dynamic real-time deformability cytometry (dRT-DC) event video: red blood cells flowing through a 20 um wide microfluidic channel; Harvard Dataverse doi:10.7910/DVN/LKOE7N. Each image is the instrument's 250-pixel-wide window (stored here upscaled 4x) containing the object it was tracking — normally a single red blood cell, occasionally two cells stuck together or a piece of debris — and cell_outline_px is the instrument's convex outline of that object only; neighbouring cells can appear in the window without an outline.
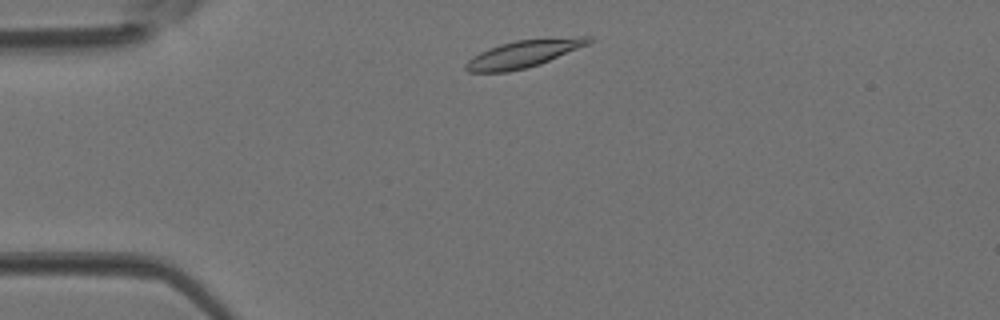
{"species": "Egyptian fruit bat (a non-hibernating species)", "species_latin": "Rousettus aegyptiacus", "temperature_condition": "room temperature", "stored_images_in_passage": 5, "camera_frame_rate_fps": 3000, "um_per_image_px": 0.085, "animal": {"sex": "female"}, "frame": {"image": 1, "passage_image": 5, "time_ms": 1.333, "image_size_px": [1000, 320], "cell_outline_px": [[592, 40], [588, 44], [540, 64], [508, 72], [468, 72], [464, 68], [464, 64], [472, 56], [488, 48], [500, 44], [516, 40], [576, 36], [592, 36]], "centroid_in_image_um": [44.48, 4.56], "position_along_channel_um": 40.5, "area_um2": 19.54}}